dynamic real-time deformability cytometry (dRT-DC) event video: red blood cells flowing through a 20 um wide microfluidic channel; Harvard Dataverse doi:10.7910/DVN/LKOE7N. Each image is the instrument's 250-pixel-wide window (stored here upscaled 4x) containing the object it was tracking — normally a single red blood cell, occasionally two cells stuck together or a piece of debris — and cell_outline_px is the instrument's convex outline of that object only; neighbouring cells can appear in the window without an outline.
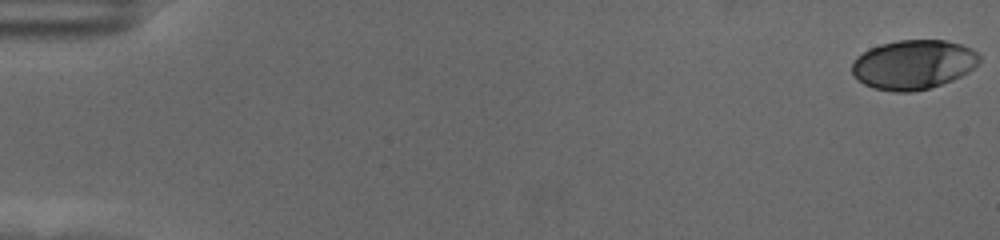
{"species": "human", "species_latin": "Homo sapiens", "temperature_condition": "cold", "stored_images_in_passage": 59, "camera_frame_rate_fps": 3000, "um_per_image_px": 0.085, "donor": {"sex": "female"}, "frame": {"image": 1, "passage_image": 1, "time_ms": 0.0, "image_size_px": [1000, 240], "cell_outline_px": [[980, 60], [968, 72], [952, 80], [928, 88], [912, 92], [896, 92], [872, 88], [864, 84], [852, 72], [852, 60], [856, 56], [880, 44], [896, 40], [944, 40], [960, 44], [972, 48], [980, 56]], "centroid_in_image_um": [77.62, 5.48], "position_along_channel_um": 7.4, "area_um2": 36.53}}
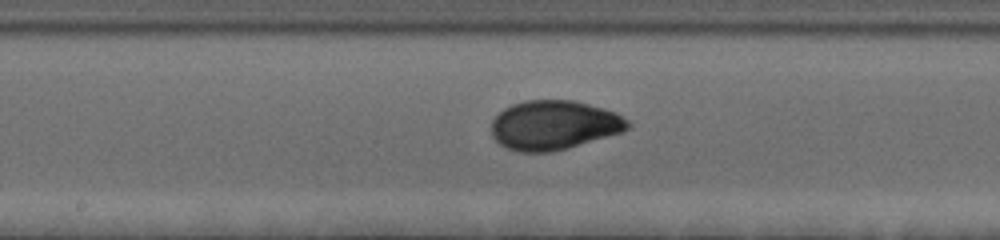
{"frame": {"image": 2, "passage_image": 32, "time_ms": 10.333, "image_size_px": [1000, 240], "cell_outline_px": [[632, 128], [624, 132], [568, 148], [552, 152], [516, 152], [504, 148], [492, 136], [492, 120], [504, 108], [512, 104], [524, 100], [572, 100], [604, 108], [616, 112], [628, 120], [632, 124]], "centroid_in_image_um": [47.11, 10.64], "position_along_channel_um": 201.1, "area_um2": 39.65}}
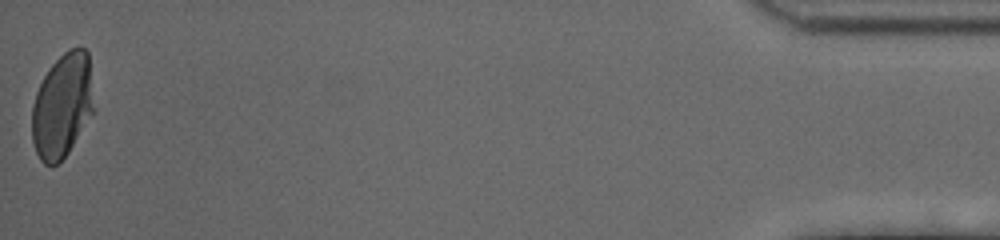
{"frame": {"image": 3, "passage_image": 59, "time_ms": 19.333, "image_size_px": [1000, 240], "cell_outline_px": [[96, 112], [68, 152], [52, 168], [44, 164], [40, 160], [36, 152], [32, 140], [32, 108], [36, 92], [44, 76], [52, 64], [68, 48], [84, 48], [88, 52], [96, 108]], "centroid_in_image_um": [5.34, 9.0], "position_along_channel_um": 429.9, "area_um2": 38.32}, "authors_computed_cell_mechanics": {"area_um2": 37.9746, "velocity_mm_per_s": 3.5033, "shape_relaxation_time_tau1_ms": 5.6998, "shape_relaxation_time_tau2_ms": null, "deformation_change_tau1": 0.1943, "deformation_change_tau2": null}}